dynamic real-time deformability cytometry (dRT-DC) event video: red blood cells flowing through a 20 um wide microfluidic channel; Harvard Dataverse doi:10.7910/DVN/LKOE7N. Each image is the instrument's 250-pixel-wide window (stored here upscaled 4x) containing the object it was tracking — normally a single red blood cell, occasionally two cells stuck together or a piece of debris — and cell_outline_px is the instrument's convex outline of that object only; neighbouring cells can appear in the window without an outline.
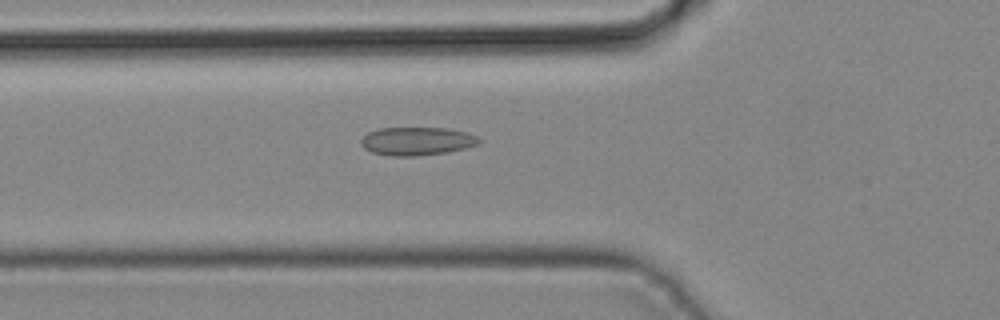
{"species": "common noctule bat (a hibernating species)", "species_latin": "Nyctalus noctula", "temperature_condition": "cold", "stored_images_in_passage": 43, "camera_frame_rate_fps": 3000, "um_per_image_px": 0.085, "animal": {"sex": "male", "body_mass_g": 19.2, "forearm_length_mm": 51.8}, "frame": {"image": 1, "passage_image": 15, "time_ms": 4.667, "image_size_px": [1000, 320], "cell_outline_px": [[480, 144], [464, 148], [444, 152], [416, 156], [392, 156], [372, 152], [364, 148], [360, 144], [360, 140], [368, 132], [380, 128], [448, 128], [468, 132], [476, 136], [480, 140]], "centroid_in_image_um": [35.43, 11.99], "position_along_channel_um": 90.4, "area_um2": 19.36}}
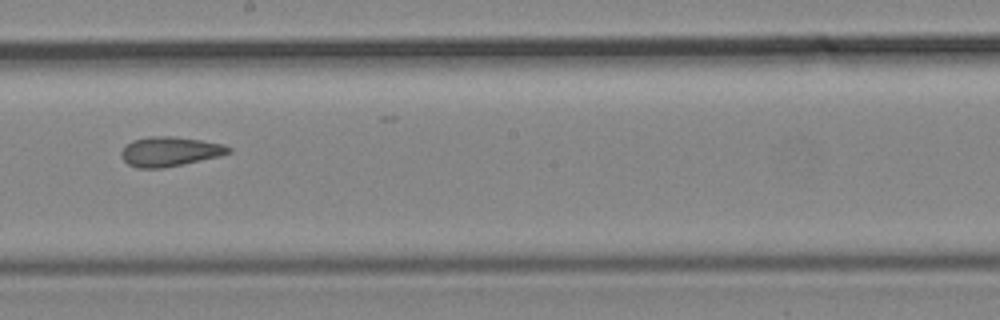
{"frame": {"image": 2, "passage_image": 24, "time_ms": 7.667, "image_size_px": [1000, 320], "cell_outline_px": [[232, 152], [220, 156], [184, 164], [164, 168], [136, 168], [128, 164], [120, 156], [120, 152], [132, 140], [148, 136], [172, 136], [200, 140], [224, 144], [232, 148]], "centroid_in_image_um": [14.44, 12.88], "position_along_channel_um": 233.8, "area_um2": 18.61}}
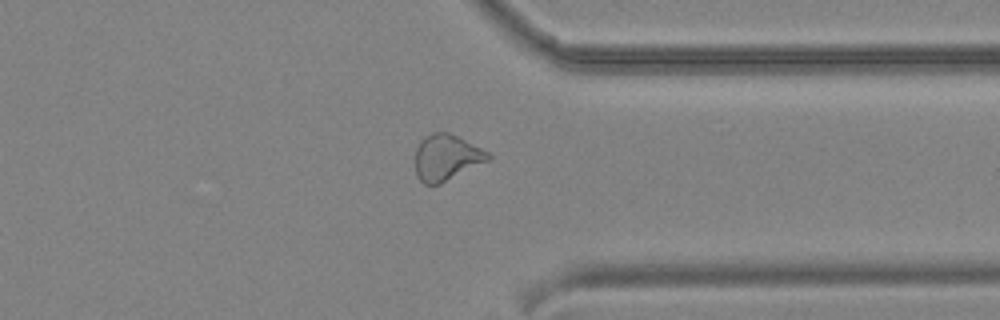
{"frame": {"image": 3, "passage_image": 33, "time_ms": 10.667, "image_size_px": [1000, 320], "cell_outline_px": [[492, 156], [488, 160], [440, 184], [424, 184], [416, 176], [416, 148], [420, 140], [424, 136], [432, 132], [448, 132], [488, 152]], "centroid_in_image_um": [37.9, 13.38], "position_along_channel_um": 373.5, "area_um2": 19.25}}